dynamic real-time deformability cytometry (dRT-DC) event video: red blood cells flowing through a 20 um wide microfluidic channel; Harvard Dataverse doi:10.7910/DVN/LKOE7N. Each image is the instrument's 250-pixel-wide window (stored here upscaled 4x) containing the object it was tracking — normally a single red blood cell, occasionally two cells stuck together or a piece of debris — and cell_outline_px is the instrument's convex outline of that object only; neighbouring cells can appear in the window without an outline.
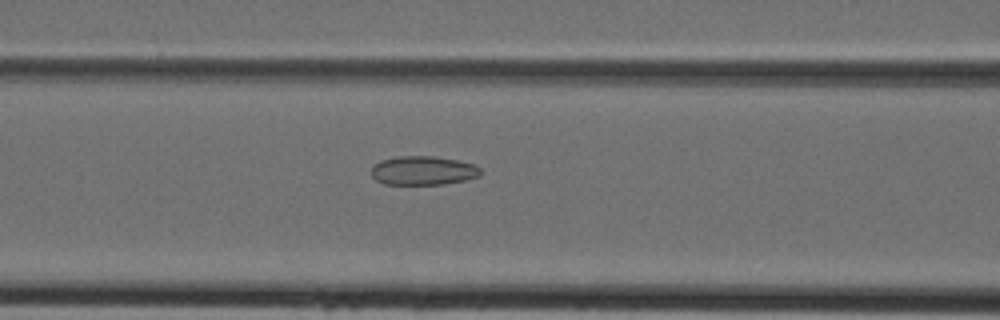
{"species": "Egyptian fruit bat (a non-hibernating species)", "species_latin": "Rousettus aegyptiacus", "temperature_condition": "cold", "stored_images_in_passage": 44, "camera_frame_rate_fps": 3000, "um_per_image_px": 0.085, "animal": {"sex": "female"}, "frame": {"image": 1, "passage_image": 18, "time_ms": 5.667, "image_size_px": [1000, 320], "cell_outline_px": [[480, 176], [464, 180], [444, 184], [384, 184], [376, 180], [372, 176], [372, 168], [380, 160], [396, 156], [432, 156], [456, 160], [472, 164], [480, 168]], "centroid_in_image_um": [35.94, 14.5], "position_along_channel_um": 130.7, "area_um2": 18.26}}
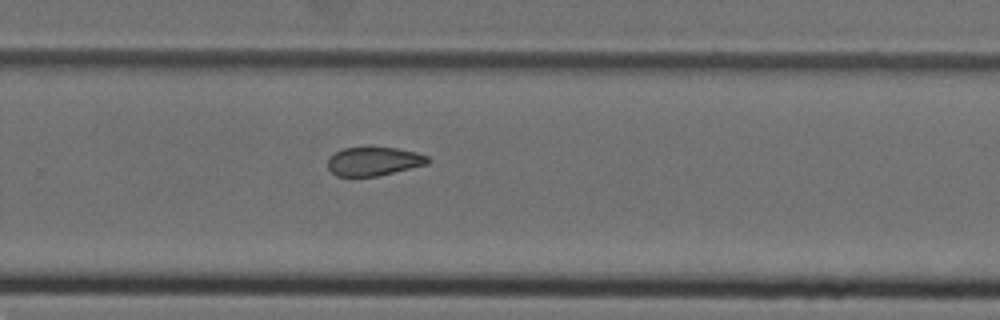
{"frame": {"image": 2, "passage_image": 29, "time_ms": 9.333, "image_size_px": [1000, 320], "cell_outline_px": [[432, 160], [428, 164], [376, 176], [336, 176], [328, 168], [328, 156], [344, 148], [368, 144], [396, 148], [416, 152], [428, 156]], "centroid_in_image_um": [31.76, 13.66], "position_along_channel_um": 298.0, "area_um2": 17.34}}
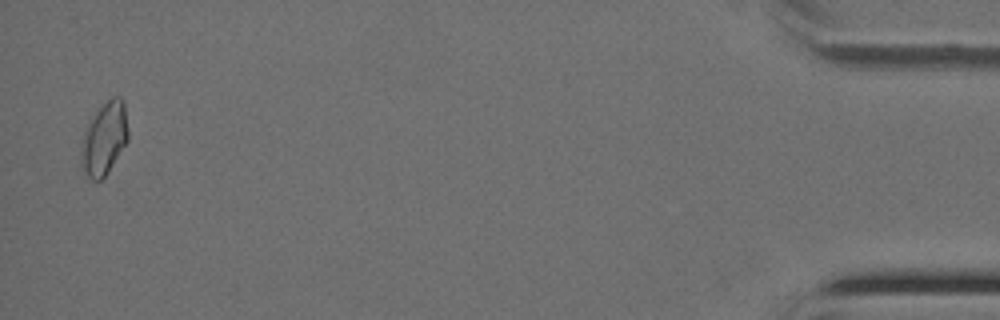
{"frame": {"image": 3, "passage_image": 43, "time_ms": 14.0, "image_size_px": [1000, 320], "cell_outline_px": [[128, 140], [108, 172], [100, 180], [92, 180], [84, 172], [80, 156], [80, 140], [88, 124], [96, 112], [112, 96], [120, 96], [124, 100], [128, 132]], "centroid_in_image_um": [8.86, 11.77], "position_along_channel_um": 426.3, "area_um2": 19.83}}